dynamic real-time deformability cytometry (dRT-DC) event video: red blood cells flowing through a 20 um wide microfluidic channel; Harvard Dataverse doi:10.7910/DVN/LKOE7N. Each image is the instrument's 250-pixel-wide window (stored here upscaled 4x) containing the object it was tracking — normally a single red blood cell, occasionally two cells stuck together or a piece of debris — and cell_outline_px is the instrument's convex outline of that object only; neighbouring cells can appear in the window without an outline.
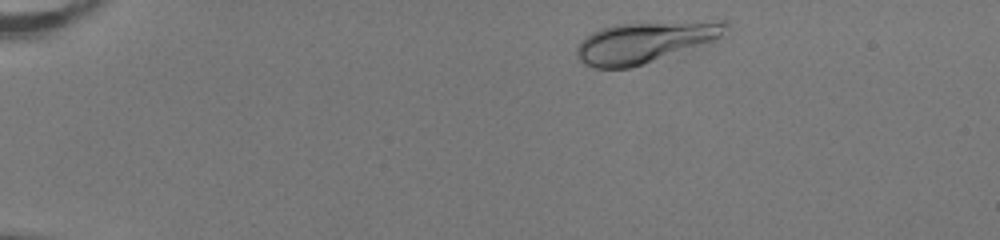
{"species": "human", "species_latin": "Homo sapiens", "temperature_condition": "room temperature", "stored_images_in_passage": 44, "camera_frame_rate_fps": 3000, "um_per_image_px": 0.085, "donor": {"sex": "female"}, "frame": {"image": 1, "passage_image": 2, "time_ms": 0.333, "image_size_px": [1000, 240], "cell_outline_px": [[728, 24], [720, 36], [716, 40], [644, 64], [628, 68], [596, 68], [584, 64], [576, 56], [576, 48], [580, 40], [584, 36], [600, 28], [616, 24], [724, 16], [728, 20]], "centroid_in_image_um": [54.94, 3.5], "position_along_channel_um": 30.1, "area_um2": 37.22}}
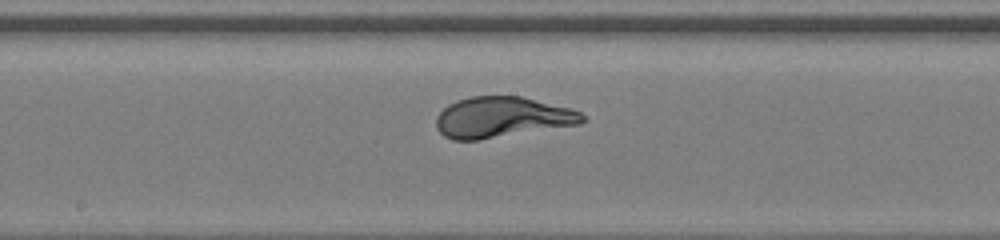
{"frame": {"image": 2, "passage_image": 22, "time_ms": 7.0, "image_size_px": [1000, 240], "cell_outline_px": [[588, 120], [580, 124], [480, 140], [452, 140], [444, 136], [436, 128], [436, 116], [448, 104], [456, 100], [472, 96], [520, 96], [572, 108], [580, 112]], "centroid_in_image_um": [42.67, 9.97], "position_along_channel_um": 205.5, "area_um2": 34.91}}
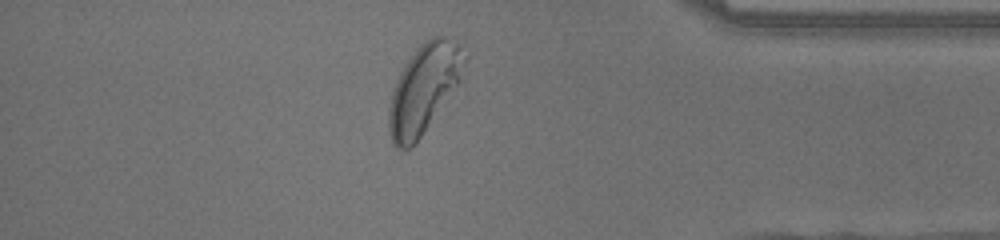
{"frame": {"image": 3, "passage_image": 38, "time_ms": 12.333, "image_size_px": [1000, 240], "cell_outline_px": [[468, 56], [460, 80], [420, 136], [408, 148], [396, 148], [392, 144], [388, 128], [388, 108], [392, 88], [400, 72], [416, 48], [420, 44], [432, 36], [444, 36], [456, 40]], "centroid_in_image_um": [36.02, 7.48], "position_along_channel_um": 399.2, "area_um2": 38.67}, "authors_computed_cell_mechanics": {"area_um2": 34.8534, "velocity_mm_per_s": 4.0143, "shape_relaxation_time_tau1_ms": 2.7961, "shape_relaxation_time_tau2_ms": null, "deformation_change_tau1": 0.1673, "deformation_change_tau2": null}}